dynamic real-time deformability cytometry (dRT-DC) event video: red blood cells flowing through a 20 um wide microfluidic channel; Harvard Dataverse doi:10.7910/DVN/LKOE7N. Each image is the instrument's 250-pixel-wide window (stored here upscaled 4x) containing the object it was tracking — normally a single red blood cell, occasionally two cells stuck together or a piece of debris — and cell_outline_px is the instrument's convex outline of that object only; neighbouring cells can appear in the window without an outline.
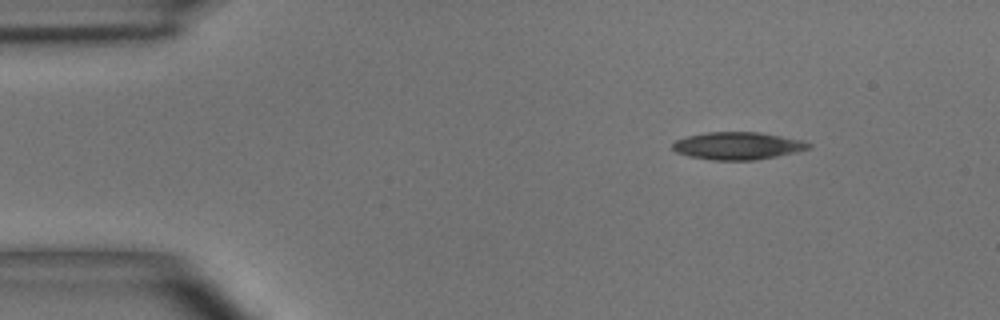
{"species": "common noctule bat (a hibernating species)", "species_latin": "Nyctalus noctula", "temperature_condition": "room temperature", "stored_images_in_passage": 2, "camera_frame_rate_fps": 3000, "um_per_image_px": 0.085, "animal": {"sex": "male", "body_mass_g": 15.6}, "frame": {"image": 1, "passage_image": 1, "time_ms": 0.0, "image_size_px": [1000, 320], "cell_outline_px": [[812, 148], [796, 152], [756, 160], [712, 160], [688, 156], [676, 152], [672, 148], [672, 144], [676, 140], [688, 136], [708, 132], [760, 132], [804, 140], [812, 144]], "centroid_in_image_um": [62.74, 12.39], "position_along_channel_um": 22.3, "area_um2": 21.91}}